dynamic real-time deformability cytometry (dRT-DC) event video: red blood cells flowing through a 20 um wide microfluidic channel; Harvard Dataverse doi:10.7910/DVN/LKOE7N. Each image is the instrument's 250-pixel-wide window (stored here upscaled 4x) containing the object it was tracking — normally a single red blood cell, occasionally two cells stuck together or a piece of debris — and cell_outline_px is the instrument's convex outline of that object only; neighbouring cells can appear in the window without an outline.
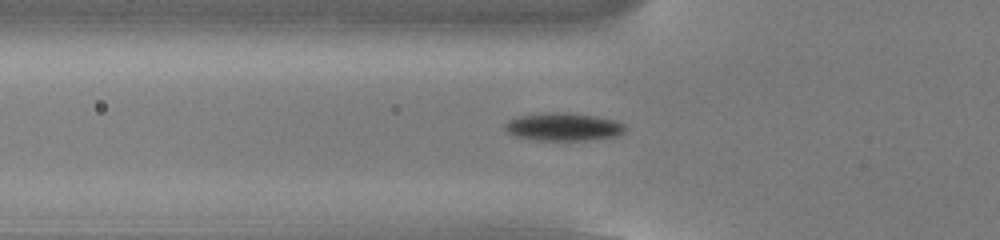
{"species": "common noctule bat (a hibernating species)", "species_latin": "Nyctalus noctula", "temperature_condition": "cold", "stored_images_in_passage": 42, "camera_frame_rate_fps": 3000, "um_per_image_px": 0.085, "animal": {"sex": "male", "body_mass_g": 13.0, "forearm_length_mm": 53.1}, "frame": {"image": 1, "passage_image": 7, "time_ms": 2.0, "image_size_px": [1000, 240], "cell_outline_px": [[628, 128], [624, 132], [616, 136], [588, 140], [532, 140], [512, 136], [504, 128], [504, 124], [508, 120], [520, 116], [552, 112], [568, 112], [596, 116], [616, 120], [624, 124]], "centroid_in_image_um": [47.89, 10.78], "position_along_channel_um": 77.9, "area_um2": 19.77}}
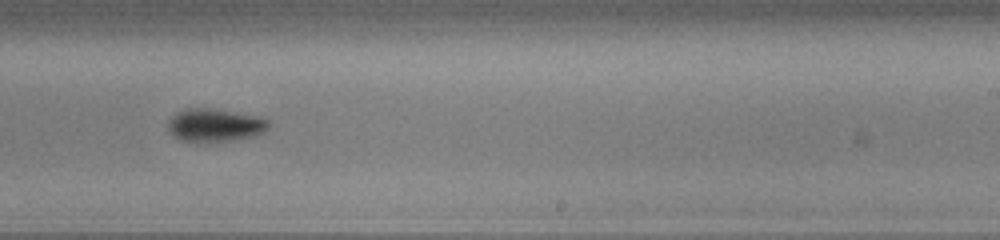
{"frame": {"image": 2, "passage_image": 22, "time_ms": 7.0, "image_size_px": [1000, 240], "cell_outline_px": [[268, 128], [264, 132], [256, 136], [236, 140], [208, 144], [196, 144], [180, 140], [172, 136], [168, 128], [168, 120], [176, 112], [184, 108], [208, 108], [236, 112], [256, 116], [268, 120]], "centroid_in_image_um": [18.21, 10.69], "position_along_channel_um": 270.8, "area_um2": 20.11}}
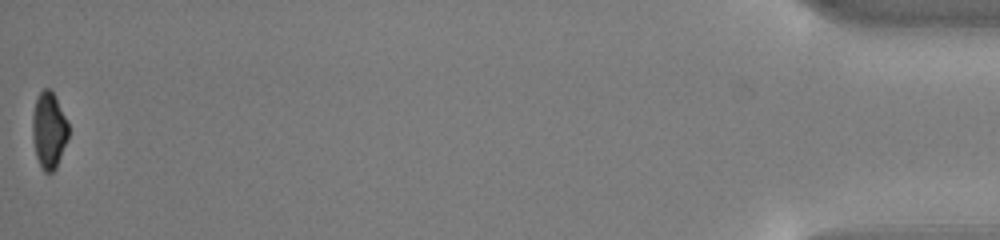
{"frame": {"image": 3, "passage_image": 42, "time_ms": 13.667, "image_size_px": [1000, 240], "cell_outline_px": [[68, 136], [56, 168], [52, 172], [44, 172], [36, 156], [32, 140], [32, 116], [36, 96], [44, 88], [48, 88], [52, 92], [68, 124]], "centroid_in_image_um": [4.12, 11.08], "position_along_channel_um": 431.1, "area_um2": 15.78}, "authors_computed_cell_mechanics": {"area_um2": 18.9873, "velocity_mm_per_s": 3.8513, "shape_relaxation_time_tau1_ms": 2.6849, "shape_relaxation_time_tau2_ms": null, "deformation_change_tau1": 0.1157, "deformation_change_tau2": null}}